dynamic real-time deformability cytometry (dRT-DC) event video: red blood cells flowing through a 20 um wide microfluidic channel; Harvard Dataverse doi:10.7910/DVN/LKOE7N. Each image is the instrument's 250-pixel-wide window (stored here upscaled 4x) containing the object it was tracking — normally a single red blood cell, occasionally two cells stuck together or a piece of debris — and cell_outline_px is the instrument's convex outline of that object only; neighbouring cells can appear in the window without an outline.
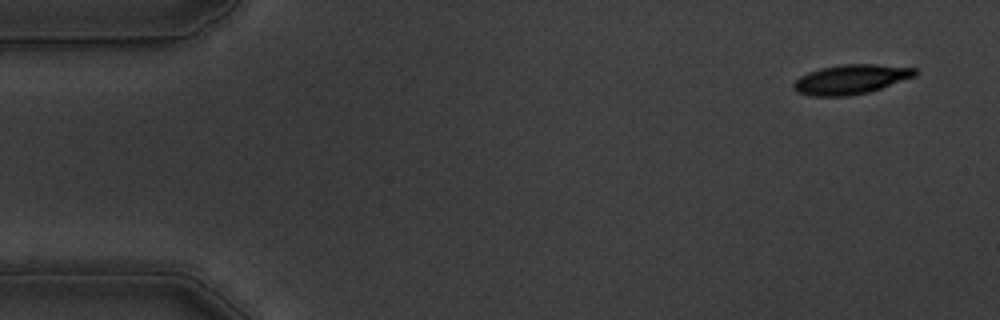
{"species": "common noctule bat (a hibernating species)", "species_latin": "Nyctalus noctula", "temperature_condition": "warm", "stored_images_in_passage": 54, "camera_frame_rate_fps": 3000, "um_per_image_px": 0.085, "animal": {"sex": "male", "body_mass_g": 19.5, "forearm_length_mm": 54.6}, "frame": {"image": 1, "passage_image": 1, "time_ms": 0.0, "image_size_px": [1000, 320], "cell_outline_px": [[920, 72], [916, 76], [868, 92], [848, 96], [812, 96], [796, 92], [792, 88], [792, 84], [800, 76], [808, 72], [820, 68], [840, 64], [876, 64], [916, 68]], "centroid_in_image_um": [72.31, 6.74], "position_along_channel_um": 12.7, "area_um2": 21.04}}
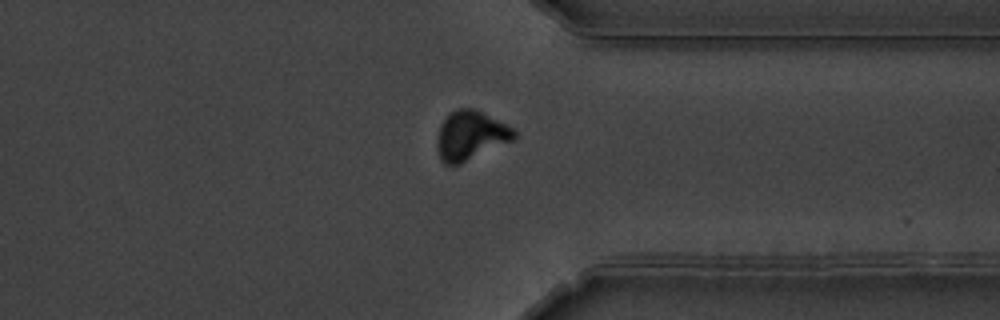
{"frame": {"image": 2, "passage_image": 41, "time_ms": 13.333, "image_size_px": [1000, 320], "cell_outline_px": [[516, 140], [460, 164], [444, 164], [440, 160], [436, 144], [440, 124], [456, 108], [476, 108], [512, 128], [516, 132]], "centroid_in_image_um": [40.01, 11.53], "position_along_channel_um": 371.4, "area_um2": 22.2}}
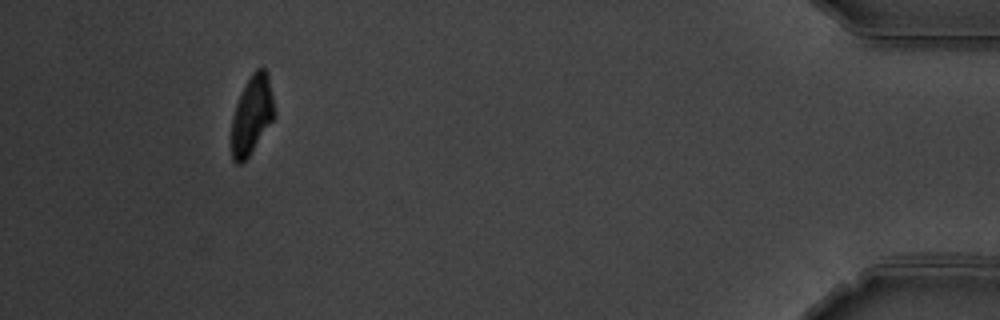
{"frame": {"image": 3, "passage_image": 50, "time_ms": 16.333, "image_size_px": [1000, 320], "cell_outline_px": [[276, 116], [248, 156], [240, 164], [236, 164], [232, 160], [232, 116], [236, 104], [252, 72], [256, 68], [264, 68], [268, 72], [276, 112]], "centroid_in_image_um": [21.43, 9.75], "position_along_channel_um": 413.8, "area_um2": 19.54}, "authors_computed_cell_mechanics": {"area_um2": 21.7328, "velocity_mm_per_s": 3.5472, "shape_relaxation_time_tau1_ms": 3.2411, "shape_relaxation_time_tau2_ms": 3.5638, "deformation_change_tau1": 0.1434, "deformation_change_tau2": 0.0843}}